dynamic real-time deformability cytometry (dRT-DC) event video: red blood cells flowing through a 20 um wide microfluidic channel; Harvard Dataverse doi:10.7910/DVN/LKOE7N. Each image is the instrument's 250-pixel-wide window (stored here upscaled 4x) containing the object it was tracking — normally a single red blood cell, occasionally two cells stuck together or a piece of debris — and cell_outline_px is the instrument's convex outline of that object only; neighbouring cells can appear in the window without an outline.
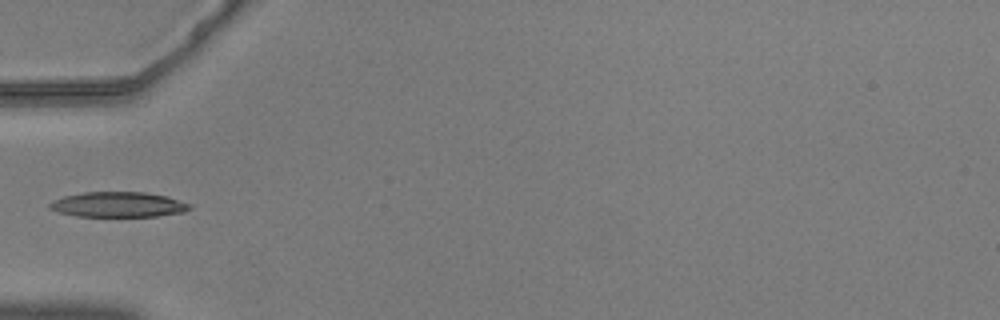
{"species": "common noctule bat (a hibernating species)", "species_latin": "Nyctalus noctula", "temperature_condition": "warm", "stored_images_in_passage": 37, "camera_frame_rate_fps": 3000, "um_per_image_px": 0.085, "animal": {"sex": "male", "body_mass_g": 20.5, "forearm_length_mm": 52.5}, "frame": {"image": 1, "passage_image": 1, "time_ms": 0.0, "image_size_px": [1000, 320], "cell_outline_px": [[192, 208], [184, 212], [156, 216], [76, 216], [60, 212], [48, 208], [48, 204], [52, 200], [64, 196], [84, 192], [144, 192], [168, 196], [188, 204]], "centroid_in_image_um": [10.02, 17.38], "position_along_channel_um": 75.0, "area_um2": 20.46}}
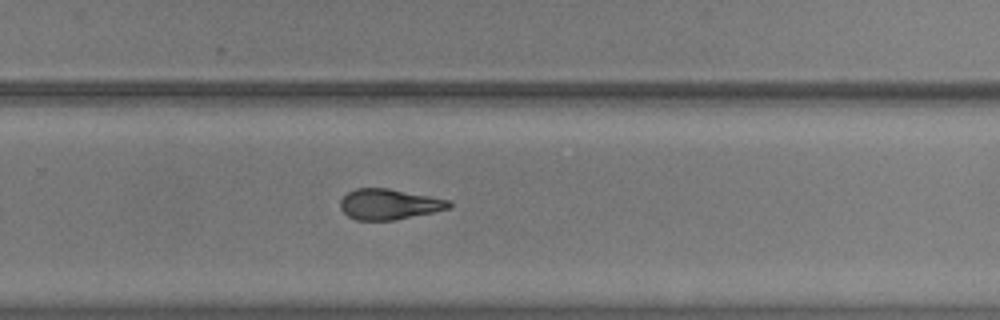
{"frame": {"image": 2, "passage_image": 19, "time_ms": 6.0, "image_size_px": [1000, 320], "cell_outline_px": [[452, 208], [396, 220], [356, 220], [348, 216], [340, 208], [340, 200], [348, 192], [356, 188], [388, 188], [448, 200], [452, 204]], "centroid_in_image_um": [33.06, 17.37], "position_along_channel_um": 296.7, "area_um2": 19.31}}
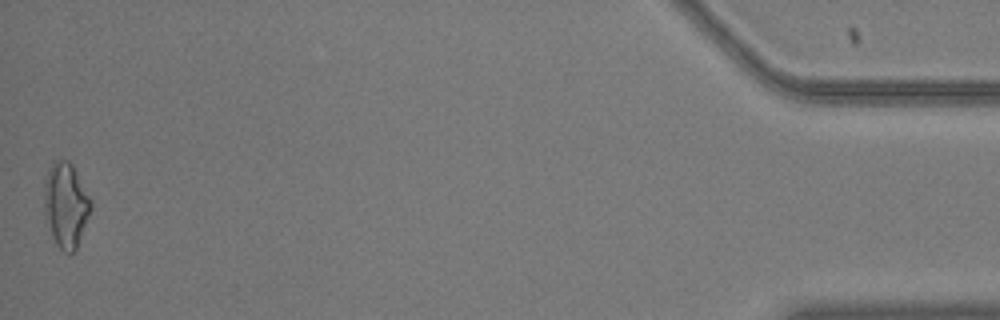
{"frame": {"image": 3, "passage_image": 37, "time_ms": 12.0, "image_size_px": [1000, 320], "cell_outline_px": [[92, 208], [76, 248], [72, 252], [64, 252], [56, 244], [52, 236], [44, 212], [44, 180], [48, 168], [52, 160], [68, 160], [72, 164], [92, 200]], "centroid_in_image_um": [5.59, 17.37], "position_along_channel_um": 429.6, "area_um2": 23.12}}